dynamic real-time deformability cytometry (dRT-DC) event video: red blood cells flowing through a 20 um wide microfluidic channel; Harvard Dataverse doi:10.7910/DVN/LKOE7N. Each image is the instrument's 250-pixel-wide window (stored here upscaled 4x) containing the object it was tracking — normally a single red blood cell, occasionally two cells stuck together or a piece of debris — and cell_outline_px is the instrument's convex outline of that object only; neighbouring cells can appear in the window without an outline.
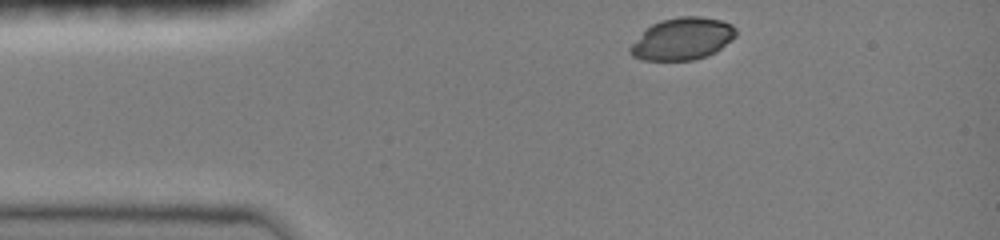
{"species": "common noctule bat (a hibernating species)", "species_latin": "Nyctalus noctula", "temperature_condition": "room temperature", "stored_images_in_passage": 26, "camera_frame_rate_fps": 3000, "um_per_image_px": 0.085, "animal": {"sex": "female", "body_mass_g": 19.0, "forearm_length_mm": 51.5}, "frame": {"image": 1, "passage_image": 1, "time_ms": 0.0, "image_size_px": [1000, 240], "cell_outline_px": [[736, 36], [732, 40], [716, 52], [692, 60], [640, 60], [632, 56], [628, 52], [628, 48], [652, 24], [660, 20], [680, 16], [700, 16], [720, 20], [732, 24], [736, 28]], "centroid_in_image_um": [58.02, 3.3], "position_along_channel_um": 27.0, "area_um2": 25.89}}
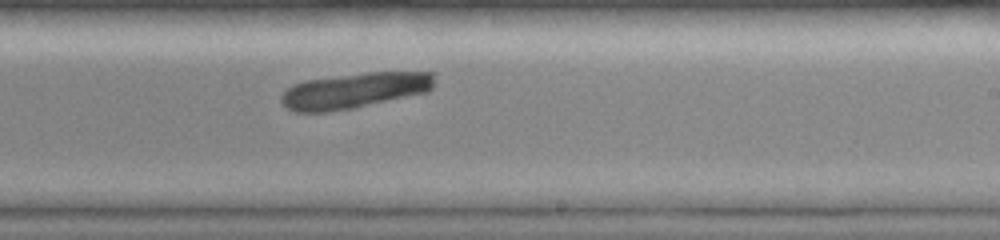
{"frame": {"image": 2, "passage_image": 15, "time_ms": 7.0, "image_size_px": [1000, 240], "cell_outline_px": [[436, 72], [432, 88], [428, 92], [356, 108], [328, 112], [296, 112], [288, 108], [280, 100], [280, 96], [292, 84], [304, 80], [368, 72]], "centroid_in_image_um": [30.15, 7.7], "position_along_channel_um": 258.8, "area_um2": 32.02}}
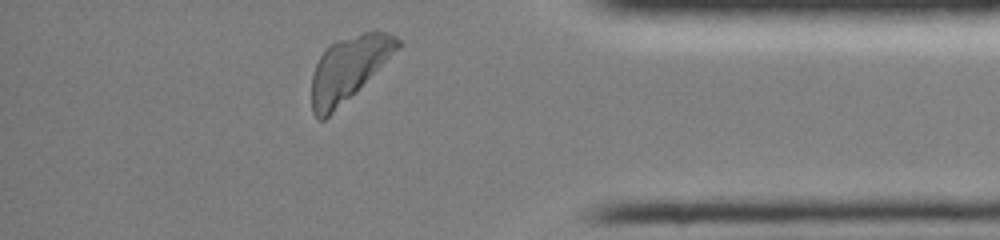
{"frame": {"image": 3, "passage_image": 25, "time_ms": 11.0, "image_size_px": [1000, 240], "cell_outline_px": [[400, 48], [324, 120], [320, 120], [312, 112], [312, 72], [320, 56], [332, 44], [340, 40], [376, 28], [388, 32], [396, 36], [400, 40]], "centroid_in_image_um": [29.65, 5.78], "position_along_channel_um": 405.5, "area_um2": 31.33}}